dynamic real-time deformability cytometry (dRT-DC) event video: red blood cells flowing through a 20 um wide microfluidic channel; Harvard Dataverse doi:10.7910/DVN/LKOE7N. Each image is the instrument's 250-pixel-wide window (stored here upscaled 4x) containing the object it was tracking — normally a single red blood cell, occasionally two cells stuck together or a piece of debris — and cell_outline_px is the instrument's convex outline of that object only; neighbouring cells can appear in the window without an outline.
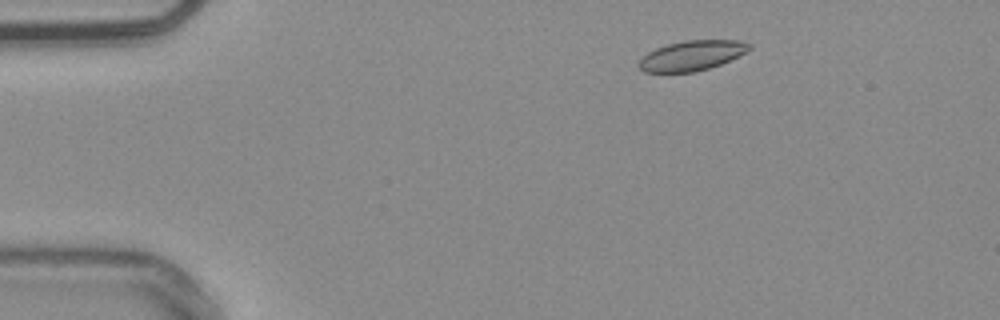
{"species": "common noctule bat (a hibernating species)", "species_latin": "Nyctalus noctula", "temperature_condition": "warm", "stored_images_in_passage": 50, "camera_frame_rate_fps": 3000, "um_per_image_px": 0.085, "animal": {"sex": "male", "body_mass_g": 20.4}, "frame": {"image": 1, "passage_image": 5, "time_ms": 1.333, "image_size_px": [1000, 320], "cell_outline_px": [[752, 48], [748, 52], [720, 64], [696, 72], [644, 72], [636, 64], [648, 52], [656, 48], [668, 44], [684, 40], [740, 40], [752, 44]], "centroid_in_image_um": [58.84, 4.71], "position_along_channel_um": 26.2, "area_um2": 19.36}}
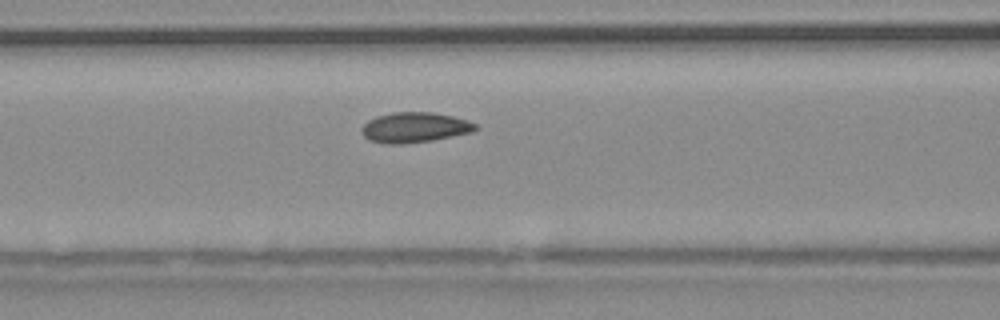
{"frame": {"image": 2, "passage_image": 19, "time_ms": 6.0, "image_size_px": [1000, 320], "cell_outline_px": [[480, 128], [472, 132], [432, 140], [400, 144], [384, 144], [368, 140], [360, 132], [360, 128], [368, 120], [376, 116], [392, 112], [432, 112], [452, 116], [468, 120], [476, 124]], "centroid_in_image_um": [35.22, 10.83], "position_along_channel_um": 131.4, "area_um2": 20.23}}
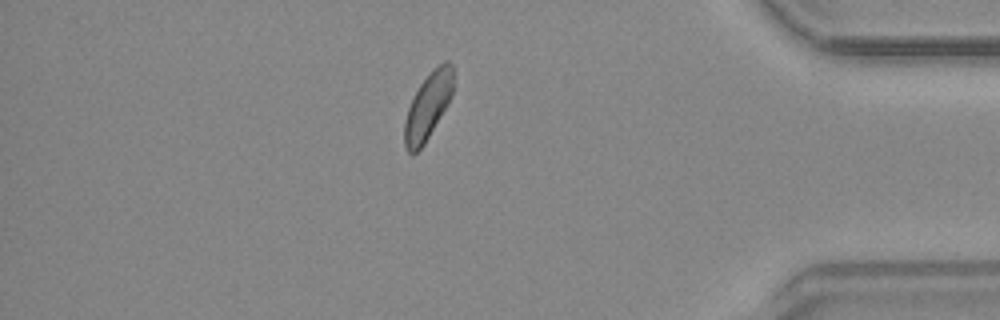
{"frame": {"image": 3, "passage_image": 43, "time_ms": 14.0, "image_size_px": [1000, 320], "cell_outline_px": [[452, 96], [448, 104], [424, 144], [412, 156], [408, 152], [404, 144], [404, 120], [412, 96], [420, 84], [444, 60], [448, 60], [452, 64]], "centroid_in_image_um": [36.35, 9.06], "position_along_channel_um": 398.9, "area_um2": 18.67}, "authors_computed_cell_mechanics": {"area_um2": 19.363, "velocity_mm_per_s": 3.7611, "shape_relaxation_time_tau1_ms": 4.0227, "shape_relaxation_time_tau2_ms": null, "deformation_change_tau1": 0.0783, "deformation_change_tau2": null}}